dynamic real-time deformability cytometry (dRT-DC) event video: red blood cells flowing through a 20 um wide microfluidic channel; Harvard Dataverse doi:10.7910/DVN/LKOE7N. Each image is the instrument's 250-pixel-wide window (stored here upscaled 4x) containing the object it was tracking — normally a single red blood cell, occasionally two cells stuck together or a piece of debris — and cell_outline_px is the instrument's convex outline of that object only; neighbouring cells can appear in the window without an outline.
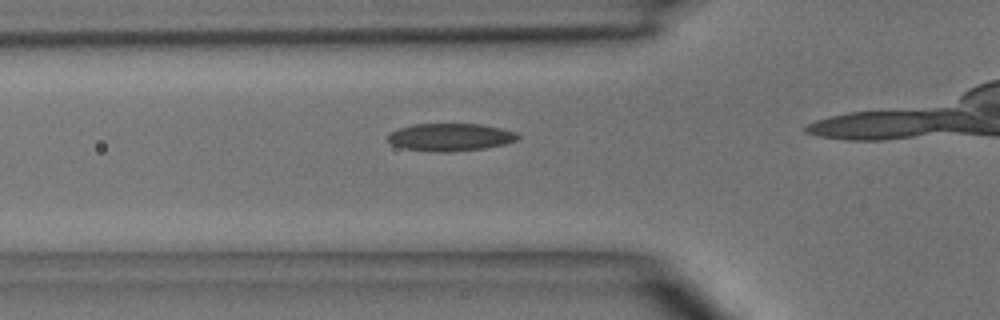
{"species": "common noctule bat (a hibernating species)", "species_latin": "Nyctalus noctula", "temperature_condition": "room temperature", "stored_images_in_passage": 4, "camera_frame_rate_fps": 3000, "um_per_image_px": 0.085, "animal": {"sex": "male", "body_mass_g": 15.6}, "frame": {"image": 1, "passage_image": 4, "time_ms": 3.333, "image_size_px": [1000, 320], "cell_outline_px": [[520, 136], [516, 140], [504, 144], [484, 148], [448, 152], [436, 152], [400, 148], [392, 144], [388, 140], [388, 136], [392, 132], [400, 128], [412, 124], [480, 124], [500, 128], [516, 132]], "centroid_in_image_um": [38.26, 11.66], "position_along_channel_um": 87.5, "area_um2": 20.81}}